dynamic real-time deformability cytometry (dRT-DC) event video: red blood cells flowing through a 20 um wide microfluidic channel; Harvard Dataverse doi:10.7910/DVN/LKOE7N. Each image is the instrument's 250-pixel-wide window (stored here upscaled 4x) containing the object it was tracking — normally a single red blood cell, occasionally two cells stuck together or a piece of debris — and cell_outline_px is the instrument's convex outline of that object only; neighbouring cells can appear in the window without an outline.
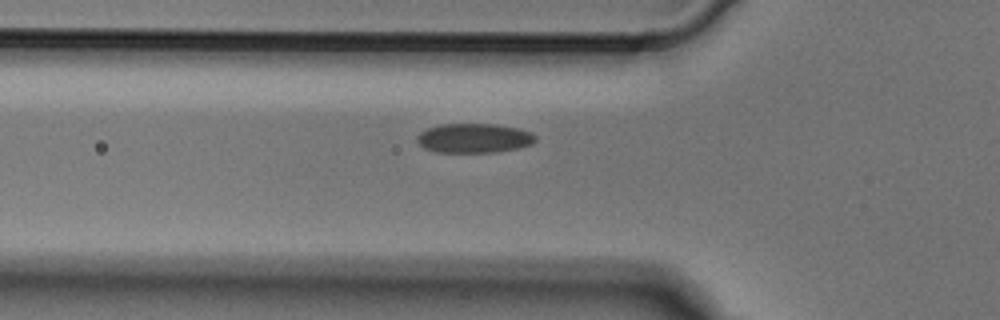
{"species": "Egyptian fruit bat (a non-hibernating species)", "species_latin": "Rousettus aegyptiacus", "temperature_condition": "cold", "stored_images_in_passage": 2, "camera_frame_rate_fps": 3000, "um_per_image_px": 0.085, "animal": {"sex": "male"}, "frame": {"image": 1, "passage_image": 2, "time_ms": 0.333, "image_size_px": [1000, 320], "cell_outline_px": [[536, 140], [532, 144], [520, 148], [492, 152], [436, 152], [424, 148], [416, 140], [416, 136], [420, 132], [428, 128], [440, 124], [496, 124], [520, 128], [532, 132], [536, 136]], "centroid_in_image_um": [40.31, 11.73], "position_along_channel_um": 85.5, "area_um2": 20.46}}